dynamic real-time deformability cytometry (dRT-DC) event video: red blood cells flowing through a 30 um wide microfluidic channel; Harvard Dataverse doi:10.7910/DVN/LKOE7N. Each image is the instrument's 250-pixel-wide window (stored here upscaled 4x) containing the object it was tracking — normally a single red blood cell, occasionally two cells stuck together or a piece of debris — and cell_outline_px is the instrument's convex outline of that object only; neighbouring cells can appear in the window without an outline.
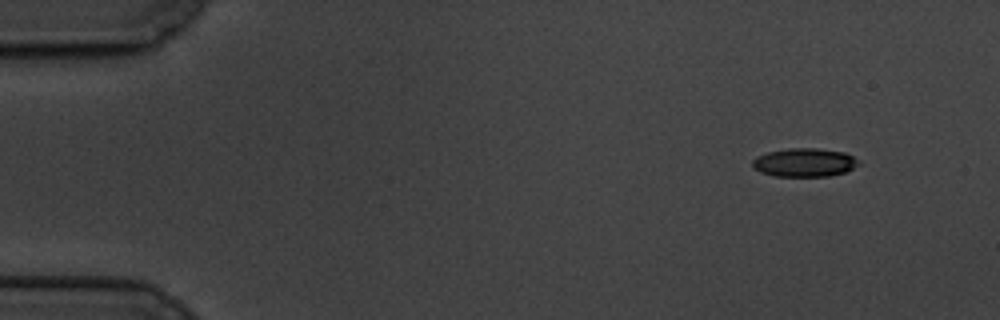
{"species": "common noctule bat (a hibernating species)", "species_latin": "Nyctalus noctula", "temperature_condition": "cold", "stored_images_in_passage": 56, "camera_frame_rate_fps": 3000, "um_per_image_px": 0.085, "animal": {"sex": "male", "body_mass_g": 19.5, "forearm_length_mm": 54.6}, "frame": {"image": 1, "passage_image": 1, "time_ms": 0.0, "image_size_px": [1000, 320], "cell_outline_px": [[860, 164], [844, 172], [828, 176], [772, 176], [760, 172], [752, 168], [752, 160], [756, 156], [768, 152], [788, 148], [816, 148], [844, 152], [860, 160]], "centroid_in_image_um": [68.34, 13.81], "position_along_channel_um": 16.7, "area_um2": 17.74}}
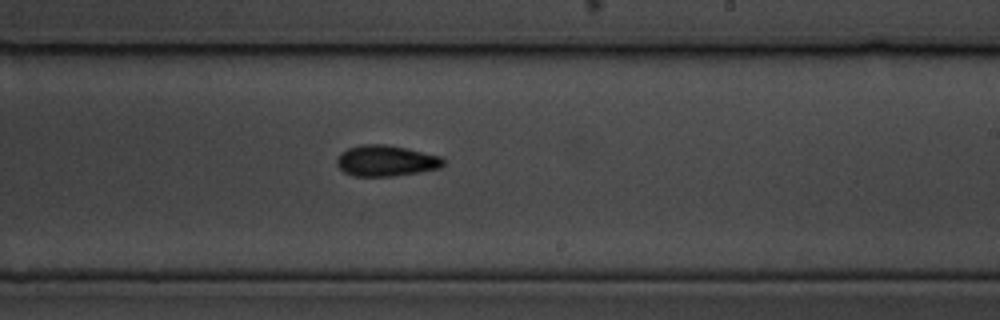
{"frame": {"image": 2, "passage_image": 32, "time_ms": 10.333, "image_size_px": [1000, 320], "cell_outline_px": [[444, 164], [440, 168], [420, 172], [392, 176], [352, 176], [344, 172], [336, 164], [336, 160], [340, 152], [348, 148], [360, 144], [384, 144], [404, 148], [440, 156], [444, 160]], "centroid_in_image_um": [32.77, 13.67], "position_along_channel_um": 256.2, "area_um2": 19.19}}
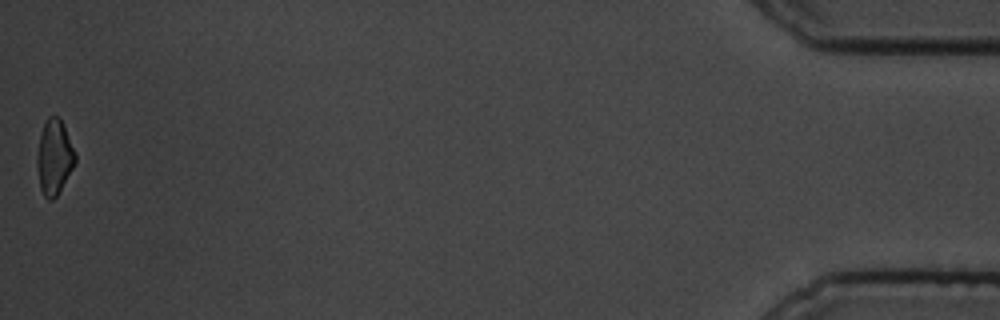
{"frame": {"image": 3, "passage_image": 56, "time_ms": 18.333, "image_size_px": [1000, 320], "cell_outline_px": [[76, 164], [56, 196], [52, 200], [48, 200], [44, 196], [40, 188], [36, 164], [36, 156], [40, 136], [44, 124], [48, 116], [60, 116], [76, 152]], "centroid_in_image_um": [4.62, 13.35], "position_along_channel_um": 430.6, "area_um2": 16.88}, "authors_computed_cell_mechanics": {"area_um2": 18.1492, "velocity_mm_per_s": 3.3278, "shape_relaxation_time_tau1_ms": 5.9578, "shape_relaxation_time_tau2_ms": 4.5509, "deformation_change_tau1": 0.1503, "deformation_change_tau2": 0.1087}}